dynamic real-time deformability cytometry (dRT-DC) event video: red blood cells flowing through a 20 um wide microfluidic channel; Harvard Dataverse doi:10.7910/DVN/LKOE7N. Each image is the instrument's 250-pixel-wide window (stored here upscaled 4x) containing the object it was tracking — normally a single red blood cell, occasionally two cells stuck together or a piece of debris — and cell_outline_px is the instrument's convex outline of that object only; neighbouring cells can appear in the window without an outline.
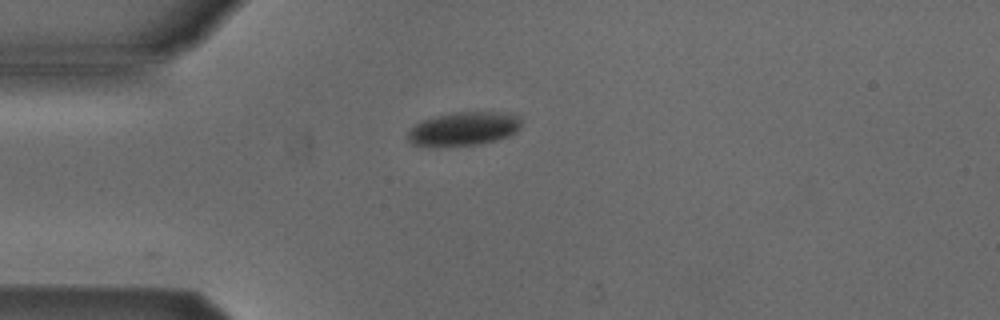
{"species": "Egyptian fruit bat (a non-hibernating species)", "species_latin": "Rousettus aegyptiacus", "temperature_condition": "cold", "stored_images_in_passage": 5, "camera_frame_rate_fps": 3000, "um_per_image_px": 0.085, "animal": {"sex": "male"}, "frame": {"image": 1, "passage_image": 2, "time_ms": 0.333, "image_size_px": [1000, 320], "cell_outline_px": [[520, 128], [516, 132], [508, 136], [496, 140], [476, 144], [428, 148], [412, 144], [408, 140], [408, 132], [420, 120], [436, 116], [456, 112], [496, 112], [516, 116], [520, 120]], "centroid_in_image_um": [39.34, 10.97], "position_along_channel_um": 45.7, "area_um2": 22.31}}